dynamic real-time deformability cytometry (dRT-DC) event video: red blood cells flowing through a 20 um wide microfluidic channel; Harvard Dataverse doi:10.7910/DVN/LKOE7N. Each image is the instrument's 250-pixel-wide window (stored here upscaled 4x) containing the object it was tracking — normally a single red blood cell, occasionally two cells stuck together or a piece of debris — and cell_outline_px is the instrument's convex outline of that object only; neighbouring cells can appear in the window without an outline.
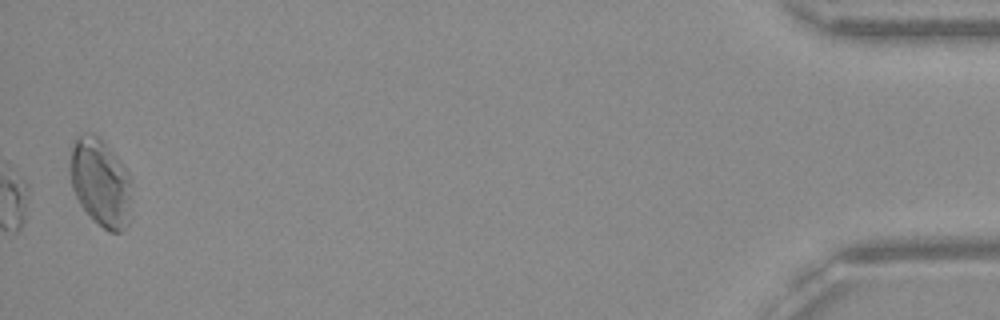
{"species": "Egyptian fruit bat (a non-hibernating species)", "species_latin": "Rousettus aegyptiacus", "temperature_condition": "warm", "stored_images_in_passage": 37, "camera_frame_rate_fps": 3000, "um_per_image_px": 0.085, "frame": {"image": 1, "passage_image": 37, "time_ms": 12.0, "image_size_px": [1000, 320], "cell_outline_px": [[132, 216], [128, 228], [120, 232], [108, 232], [92, 220], [80, 204], [72, 188], [68, 172], [68, 164], [72, 148], [76, 136], [80, 132], [92, 132], [104, 144], [124, 168], [128, 176]], "centroid_in_image_um": [8.5, 15.58], "position_along_channel_um": 426.7, "area_um2": 31.79}, "authors_computed_cell_mechanics": {"area_um2": 22.1952, "velocity_mm_per_s": 4.0916, "shape_relaxation_time_tau1_ms": null, "shape_relaxation_time_tau2_ms": 11.3317, "deformation_change_tau1": null, "deformation_change_tau2": 0.255}}